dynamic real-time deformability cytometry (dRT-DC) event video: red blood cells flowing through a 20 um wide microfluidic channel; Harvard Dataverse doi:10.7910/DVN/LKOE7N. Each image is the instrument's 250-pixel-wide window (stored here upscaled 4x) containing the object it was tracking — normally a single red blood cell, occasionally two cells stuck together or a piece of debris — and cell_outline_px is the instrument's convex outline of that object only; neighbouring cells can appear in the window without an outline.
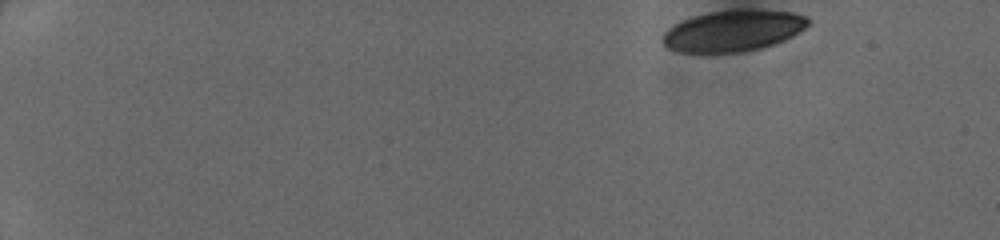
{"species": "human", "species_latin": "Homo sapiens", "temperature_condition": "cold", "stored_images_in_passage": 44, "camera_frame_rate_fps": 3000, "um_per_image_px": 0.085, "donor": {"sex": "female"}, "frame": {"image": 1, "passage_image": 1, "time_ms": 0.0, "image_size_px": [1000, 240], "cell_outline_px": [[808, 24], [804, 28], [792, 36], [784, 40], [760, 48], [740, 52], [680, 52], [668, 48], [660, 40], [664, 32], [668, 28], [680, 20], [692, 16], [708, 12], [792, 12], [808, 16]], "centroid_in_image_um": [62.24, 2.65], "position_along_channel_um": 22.8, "area_um2": 33.93}}
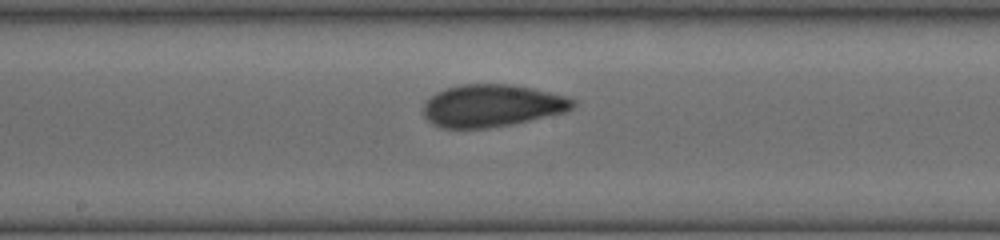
{"frame": {"image": 2, "passage_image": 24, "time_ms": 7.667, "image_size_px": [1000, 240], "cell_outline_px": [[576, 104], [572, 108], [564, 112], [512, 124], [488, 128], [440, 128], [432, 124], [424, 116], [424, 104], [436, 92], [460, 84], [508, 84], [532, 88], [564, 96], [576, 100]], "centroid_in_image_um": [41.8, 8.99], "position_along_channel_um": 206.4, "area_um2": 36.65}}
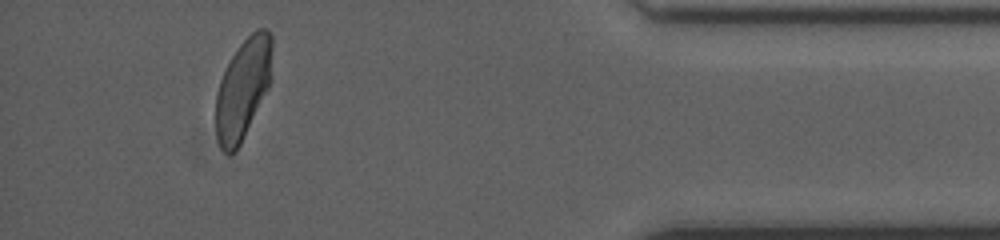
{"frame": {"image": 3, "passage_image": 41, "time_ms": 13.333, "image_size_px": [1000, 240], "cell_outline_px": [[272, 48], [268, 88], [240, 144], [232, 152], [224, 152], [220, 148], [216, 136], [216, 92], [220, 80], [232, 56], [240, 44], [256, 28], [268, 28], [272, 36]], "centroid_in_image_um": [20.64, 7.51], "position_along_channel_um": 414.6, "area_um2": 32.43}}